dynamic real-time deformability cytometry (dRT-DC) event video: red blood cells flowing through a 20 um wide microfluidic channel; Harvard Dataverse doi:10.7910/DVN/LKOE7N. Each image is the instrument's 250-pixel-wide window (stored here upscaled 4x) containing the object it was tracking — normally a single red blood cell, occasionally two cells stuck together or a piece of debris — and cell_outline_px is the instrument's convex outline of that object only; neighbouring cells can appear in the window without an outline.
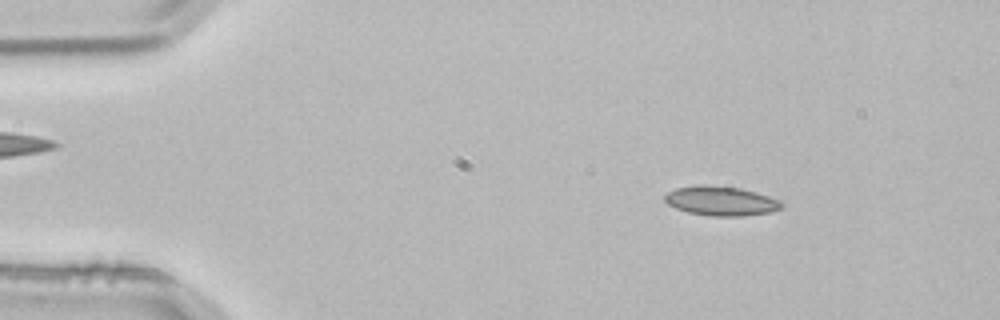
{"species": "common noctule bat (a hibernating species)", "species_latin": "Nyctalus noctula", "temperature_condition": "room temperature", "stored_images_in_passage": 3, "segment_of_instrument_passage": [1, 2], "camera_frame_rate_fps": 3000, "um_per_image_px": 0.085, "animal": {"sex": "male", "body_mass_g": 21.5, "forearm_length_mm": 52.0}, "frame": {"image": 1, "passage_image": 1, "time_ms": 0.0, "image_size_px": [1000, 320], "cell_outline_px": [[784, 204], [780, 208], [768, 212], [744, 216], [708, 216], [688, 212], [676, 208], [668, 204], [664, 200], [664, 196], [668, 192], [676, 188], [740, 188], [756, 192], [780, 200]], "centroid_in_image_um": [61.32, 17.14], "position_along_channel_um": 23.7, "area_um2": 19.02}}